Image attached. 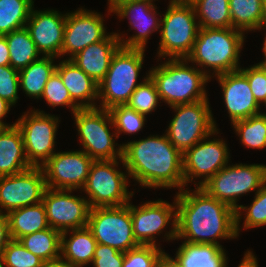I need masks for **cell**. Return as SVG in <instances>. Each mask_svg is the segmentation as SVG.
Segmentation results:
<instances>
[{
  "instance_id": "31",
  "label": "cell",
  "mask_w": 266,
  "mask_h": 267,
  "mask_svg": "<svg viewBox=\"0 0 266 267\" xmlns=\"http://www.w3.org/2000/svg\"><path fill=\"white\" fill-rule=\"evenodd\" d=\"M200 28H231L229 0H192Z\"/></svg>"
},
{
  "instance_id": "39",
  "label": "cell",
  "mask_w": 266,
  "mask_h": 267,
  "mask_svg": "<svg viewBox=\"0 0 266 267\" xmlns=\"http://www.w3.org/2000/svg\"><path fill=\"white\" fill-rule=\"evenodd\" d=\"M6 267H43L44 261L28 251L19 240L11 239L2 252Z\"/></svg>"
},
{
  "instance_id": "30",
  "label": "cell",
  "mask_w": 266,
  "mask_h": 267,
  "mask_svg": "<svg viewBox=\"0 0 266 267\" xmlns=\"http://www.w3.org/2000/svg\"><path fill=\"white\" fill-rule=\"evenodd\" d=\"M61 232L51 227L19 239L22 245L44 262L61 257Z\"/></svg>"
},
{
  "instance_id": "8",
  "label": "cell",
  "mask_w": 266,
  "mask_h": 267,
  "mask_svg": "<svg viewBox=\"0 0 266 267\" xmlns=\"http://www.w3.org/2000/svg\"><path fill=\"white\" fill-rule=\"evenodd\" d=\"M209 104L207 98L170 107L176 114L171 119L165 134L182 154L202 139L218 134L219 129L216 127Z\"/></svg>"
},
{
  "instance_id": "32",
  "label": "cell",
  "mask_w": 266,
  "mask_h": 267,
  "mask_svg": "<svg viewBox=\"0 0 266 267\" xmlns=\"http://www.w3.org/2000/svg\"><path fill=\"white\" fill-rule=\"evenodd\" d=\"M232 28L242 32L260 30L263 3L260 0H229Z\"/></svg>"
},
{
  "instance_id": "7",
  "label": "cell",
  "mask_w": 266,
  "mask_h": 267,
  "mask_svg": "<svg viewBox=\"0 0 266 267\" xmlns=\"http://www.w3.org/2000/svg\"><path fill=\"white\" fill-rule=\"evenodd\" d=\"M73 116L80 145L84 148L82 151L94 161L122 159V145L119 144L117 148L114 139H117V135L110 132L114 125L108 110L98 106L84 108L76 110Z\"/></svg>"
},
{
  "instance_id": "51",
  "label": "cell",
  "mask_w": 266,
  "mask_h": 267,
  "mask_svg": "<svg viewBox=\"0 0 266 267\" xmlns=\"http://www.w3.org/2000/svg\"><path fill=\"white\" fill-rule=\"evenodd\" d=\"M262 26H266V2L263 4Z\"/></svg>"
},
{
  "instance_id": "46",
  "label": "cell",
  "mask_w": 266,
  "mask_h": 267,
  "mask_svg": "<svg viewBox=\"0 0 266 267\" xmlns=\"http://www.w3.org/2000/svg\"><path fill=\"white\" fill-rule=\"evenodd\" d=\"M158 267H183L182 264L176 259L172 258L166 252L160 256L158 261Z\"/></svg>"
},
{
  "instance_id": "36",
  "label": "cell",
  "mask_w": 266,
  "mask_h": 267,
  "mask_svg": "<svg viewBox=\"0 0 266 267\" xmlns=\"http://www.w3.org/2000/svg\"><path fill=\"white\" fill-rule=\"evenodd\" d=\"M109 113L112 118L114 130L117 138L120 134H134L142 130L146 122V116L138 113L128 105H117L110 108Z\"/></svg>"
},
{
  "instance_id": "53",
  "label": "cell",
  "mask_w": 266,
  "mask_h": 267,
  "mask_svg": "<svg viewBox=\"0 0 266 267\" xmlns=\"http://www.w3.org/2000/svg\"><path fill=\"white\" fill-rule=\"evenodd\" d=\"M265 29L266 30V26H262L260 29ZM265 40H264V43H263V55H266V37H264Z\"/></svg>"
},
{
  "instance_id": "42",
  "label": "cell",
  "mask_w": 266,
  "mask_h": 267,
  "mask_svg": "<svg viewBox=\"0 0 266 267\" xmlns=\"http://www.w3.org/2000/svg\"><path fill=\"white\" fill-rule=\"evenodd\" d=\"M248 79L251 91L257 103L261 106L266 102V73L257 63L249 68L239 69Z\"/></svg>"
},
{
  "instance_id": "12",
  "label": "cell",
  "mask_w": 266,
  "mask_h": 267,
  "mask_svg": "<svg viewBox=\"0 0 266 267\" xmlns=\"http://www.w3.org/2000/svg\"><path fill=\"white\" fill-rule=\"evenodd\" d=\"M23 113L15 124L22 134L26 158L32 167H42L56 153L59 117L35 108Z\"/></svg>"
},
{
  "instance_id": "54",
  "label": "cell",
  "mask_w": 266,
  "mask_h": 267,
  "mask_svg": "<svg viewBox=\"0 0 266 267\" xmlns=\"http://www.w3.org/2000/svg\"><path fill=\"white\" fill-rule=\"evenodd\" d=\"M0 267H6L5 264H4V260H3L2 254H0Z\"/></svg>"
},
{
  "instance_id": "37",
  "label": "cell",
  "mask_w": 266,
  "mask_h": 267,
  "mask_svg": "<svg viewBox=\"0 0 266 267\" xmlns=\"http://www.w3.org/2000/svg\"><path fill=\"white\" fill-rule=\"evenodd\" d=\"M146 74V77H143V82L131 94L130 100L126 104L145 116L155 111L160 101L154 81L149 73L146 72Z\"/></svg>"
},
{
  "instance_id": "52",
  "label": "cell",
  "mask_w": 266,
  "mask_h": 267,
  "mask_svg": "<svg viewBox=\"0 0 266 267\" xmlns=\"http://www.w3.org/2000/svg\"><path fill=\"white\" fill-rule=\"evenodd\" d=\"M258 64L261 66V68H262V69L265 71V73H266V55H264V60L261 61V62H259Z\"/></svg>"
},
{
  "instance_id": "6",
  "label": "cell",
  "mask_w": 266,
  "mask_h": 267,
  "mask_svg": "<svg viewBox=\"0 0 266 267\" xmlns=\"http://www.w3.org/2000/svg\"><path fill=\"white\" fill-rule=\"evenodd\" d=\"M160 16L158 59L187 58L200 29L193 5L190 2L170 0L165 14Z\"/></svg>"
},
{
  "instance_id": "14",
  "label": "cell",
  "mask_w": 266,
  "mask_h": 267,
  "mask_svg": "<svg viewBox=\"0 0 266 267\" xmlns=\"http://www.w3.org/2000/svg\"><path fill=\"white\" fill-rule=\"evenodd\" d=\"M209 138L202 139L183 153L184 187L195 178L204 177L197 184L194 181L195 187H201L229 163L230 152L226 142Z\"/></svg>"
},
{
  "instance_id": "35",
  "label": "cell",
  "mask_w": 266,
  "mask_h": 267,
  "mask_svg": "<svg viewBox=\"0 0 266 267\" xmlns=\"http://www.w3.org/2000/svg\"><path fill=\"white\" fill-rule=\"evenodd\" d=\"M242 210L246 212L242 224L244 230L266 225V182L255 192L253 202L250 206L239 205L236 209V231L238 236L239 231L242 230L239 225L242 219Z\"/></svg>"
},
{
  "instance_id": "50",
  "label": "cell",
  "mask_w": 266,
  "mask_h": 267,
  "mask_svg": "<svg viewBox=\"0 0 266 267\" xmlns=\"http://www.w3.org/2000/svg\"><path fill=\"white\" fill-rule=\"evenodd\" d=\"M128 1H134V0H108V13H112V10L119 4L121 3H125V2H128ZM138 1H141V0H138Z\"/></svg>"
},
{
  "instance_id": "24",
  "label": "cell",
  "mask_w": 266,
  "mask_h": 267,
  "mask_svg": "<svg viewBox=\"0 0 266 267\" xmlns=\"http://www.w3.org/2000/svg\"><path fill=\"white\" fill-rule=\"evenodd\" d=\"M31 167L17 125L3 128L0 131V177L18 174Z\"/></svg>"
},
{
  "instance_id": "44",
  "label": "cell",
  "mask_w": 266,
  "mask_h": 267,
  "mask_svg": "<svg viewBox=\"0 0 266 267\" xmlns=\"http://www.w3.org/2000/svg\"><path fill=\"white\" fill-rule=\"evenodd\" d=\"M11 239L8 216L0 212V254Z\"/></svg>"
},
{
  "instance_id": "10",
  "label": "cell",
  "mask_w": 266,
  "mask_h": 267,
  "mask_svg": "<svg viewBox=\"0 0 266 267\" xmlns=\"http://www.w3.org/2000/svg\"><path fill=\"white\" fill-rule=\"evenodd\" d=\"M266 182V165H226L201 186L209 195L226 203L235 210L240 196L258 191Z\"/></svg>"
},
{
  "instance_id": "16",
  "label": "cell",
  "mask_w": 266,
  "mask_h": 267,
  "mask_svg": "<svg viewBox=\"0 0 266 267\" xmlns=\"http://www.w3.org/2000/svg\"><path fill=\"white\" fill-rule=\"evenodd\" d=\"M45 189V176L41 167L1 176L0 212L8 214L12 210L41 203Z\"/></svg>"
},
{
  "instance_id": "9",
  "label": "cell",
  "mask_w": 266,
  "mask_h": 267,
  "mask_svg": "<svg viewBox=\"0 0 266 267\" xmlns=\"http://www.w3.org/2000/svg\"><path fill=\"white\" fill-rule=\"evenodd\" d=\"M122 159L94 161L81 189L91 208L128 204L134 192L128 190V172L116 169ZM89 197V198H88Z\"/></svg>"
},
{
  "instance_id": "11",
  "label": "cell",
  "mask_w": 266,
  "mask_h": 267,
  "mask_svg": "<svg viewBox=\"0 0 266 267\" xmlns=\"http://www.w3.org/2000/svg\"><path fill=\"white\" fill-rule=\"evenodd\" d=\"M87 228L97 243L120 252L125 253L139 246L133 233L131 202L121 206L91 208Z\"/></svg>"
},
{
  "instance_id": "21",
  "label": "cell",
  "mask_w": 266,
  "mask_h": 267,
  "mask_svg": "<svg viewBox=\"0 0 266 267\" xmlns=\"http://www.w3.org/2000/svg\"><path fill=\"white\" fill-rule=\"evenodd\" d=\"M215 77L223 91V100L231 119V124L262 112L260 111L262 106L254 98L247 77L240 70Z\"/></svg>"
},
{
  "instance_id": "40",
  "label": "cell",
  "mask_w": 266,
  "mask_h": 267,
  "mask_svg": "<svg viewBox=\"0 0 266 267\" xmlns=\"http://www.w3.org/2000/svg\"><path fill=\"white\" fill-rule=\"evenodd\" d=\"M163 252L160 245H139L124 253L122 267H157Z\"/></svg>"
},
{
  "instance_id": "19",
  "label": "cell",
  "mask_w": 266,
  "mask_h": 267,
  "mask_svg": "<svg viewBox=\"0 0 266 267\" xmlns=\"http://www.w3.org/2000/svg\"><path fill=\"white\" fill-rule=\"evenodd\" d=\"M155 0H134L121 3L113 10V14L122 19L129 20L130 30H137L135 35L129 38L122 37L119 33H115L124 48L144 49L149 36L156 31H160V20L156 16L157 7L153 3Z\"/></svg>"
},
{
  "instance_id": "55",
  "label": "cell",
  "mask_w": 266,
  "mask_h": 267,
  "mask_svg": "<svg viewBox=\"0 0 266 267\" xmlns=\"http://www.w3.org/2000/svg\"><path fill=\"white\" fill-rule=\"evenodd\" d=\"M173 1H178V2H191L192 0H173Z\"/></svg>"
},
{
  "instance_id": "23",
  "label": "cell",
  "mask_w": 266,
  "mask_h": 267,
  "mask_svg": "<svg viewBox=\"0 0 266 267\" xmlns=\"http://www.w3.org/2000/svg\"><path fill=\"white\" fill-rule=\"evenodd\" d=\"M72 100L81 108H96L98 83L80 69L71 59H63L56 66Z\"/></svg>"
},
{
  "instance_id": "18",
  "label": "cell",
  "mask_w": 266,
  "mask_h": 267,
  "mask_svg": "<svg viewBox=\"0 0 266 267\" xmlns=\"http://www.w3.org/2000/svg\"><path fill=\"white\" fill-rule=\"evenodd\" d=\"M103 15L98 12L78 8L75 12H68L64 29L61 56L68 54L71 59L78 52L92 43L104 40L109 34L106 32Z\"/></svg>"
},
{
  "instance_id": "3",
  "label": "cell",
  "mask_w": 266,
  "mask_h": 267,
  "mask_svg": "<svg viewBox=\"0 0 266 267\" xmlns=\"http://www.w3.org/2000/svg\"><path fill=\"white\" fill-rule=\"evenodd\" d=\"M244 34L246 33L232 27L200 28L187 59L191 63H196L194 65L202 67L199 69L210 79L237 71L240 69L239 57L246 37ZM212 70L213 73L210 72Z\"/></svg>"
},
{
  "instance_id": "20",
  "label": "cell",
  "mask_w": 266,
  "mask_h": 267,
  "mask_svg": "<svg viewBox=\"0 0 266 267\" xmlns=\"http://www.w3.org/2000/svg\"><path fill=\"white\" fill-rule=\"evenodd\" d=\"M66 16L53 9L32 8L25 27L43 56L61 57Z\"/></svg>"
},
{
  "instance_id": "29",
  "label": "cell",
  "mask_w": 266,
  "mask_h": 267,
  "mask_svg": "<svg viewBox=\"0 0 266 267\" xmlns=\"http://www.w3.org/2000/svg\"><path fill=\"white\" fill-rule=\"evenodd\" d=\"M10 54V66L17 71L26 68L32 62L40 59L41 53L31 39L26 27L14 30L4 35Z\"/></svg>"
},
{
  "instance_id": "22",
  "label": "cell",
  "mask_w": 266,
  "mask_h": 267,
  "mask_svg": "<svg viewBox=\"0 0 266 267\" xmlns=\"http://www.w3.org/2000/svg\"><path fill=\"white\" fill-rule=\"evenodd\" d=\"M120 47L121 43L117 35L112 32L104 40L92 43L78 52L71 60L99 83L105 77L112 57Z\"/></svg>"
},
{
  "instance_id": "56",
  "label": "cell",
  "mask_w": 266,
  "mask_h": 267,
  "mask_svg": "<svg viewBox=\"0 0 266 267\" xmlns=\"http://www.w3.org/2000/svg\"><path fill=\"white\" fill-rule=\"evenodd\" d=\"M264 106H265V108H266V102L263 104ZM261 114H263V115H266V113L265 112H261Z\"/></svg>"
},
{
  "instance_id": "49",
  "label": "cell",
  "mask_w": 266,
  "mask_h": 267,
  "mask_svg": "<svg viewBox=\"0 0 266 267\" xmlns=\"http://www.w3.org/2000/svg\"><path fill=\"white\" fill-rule=\"evenodd\" d=\"M43 267H77V266L73 265L72 263L63 259L62 257H59L57 259L44 262Z\"/></svg>"
},
{
  "instance_id": "25",
  "label": "cell",
  "mask_w": 266,
  "mask_h": 267,
  "mask_svg": "<svg viewBox=\"0 0 266 267\" xmlns=\"http://www.w3.org/2000/svg\"><path fill=\"white\" fill-rule=\"evenodd\" d=\"M96 245L97 241L87 227L62 232L61 257L77 267H83L92 263Z\"/></svg>"
},
{
  "instance_id": "17",
  "label": "cell",
  "mask_w": 266,
  "mask_h": 267,
  "mask_svg": "<svg viewBox=\"0 0 266 267\" xmlns=\"http://www.w3.org/2000/svg\"><path fill=\"white\" fill-rule=\"evenodd\" d=\"M94 160L84 151L56 152L43 165L46 188L82 189Z\"/></svg>"
},
{
  "instance_id": "41",
  "label": "cell",
  "mask_w": 266,
  "mask_h": 267,
  "mask_svg": "<svg viewBox=\"0 0 266 267\" xmlns=\"http://www.w3.org/2000/svg\"><path fill=\"white\" fill-rule=\"evenodd\" d=\"M19 88V71L10 65L0 66V97L14 106L19 99Z\"/></svg>"
},
{
  "instance_id": "43",
  "label": "cell",
  "mask_w": 266,
  "mask_h": 267,
  "mask_svg": "<svg viewBox=\"0 0 266 267\" xmlns=\"http://www.w3.org/2000/svg\"><path fill=\"white\" fill-rule=\"evenodd\" d=\"M124 253L108 245L97 243L92 265L93 267H122Z\"/></svg>"
},
{
  "instance_id": "1",
  "label": "cell",
  "mask_w": 266,
  "mask_h": 267,
  "mask_svg": "<svg viewBox=\"0 0 266 267\" xmlns=\"http://www.w3.org/2000/svg\"><path fill=\"white\" fill-rule=\"evenodd\" d=\"M191 191V192H190ZM176 236L182 243L213 244L217 240L235 239L236 210L209 195L201 187L176 193Z\"/></svg>"
},
{
  "instance_id": "28",
  "label": "cell",
  "mask_w": 266,
  "mask_h": 267,
  "mask_svg": "<svg viewBox=\"0 0 266 267\" xmlns=\"http://www.w3.org/2000/svg\"><path fill=\"white\" fill-rule=\"evenodd\" d=\"M53 56H42L19 71V86L29 97L41 99L46 82L56 71Z\"/></svg>"
},
{
  "instance_id": "5",
  "label": "cell",
  "mask_w": 266,
  "mask_h": 267,
  "mask_svg": "<svg viewBox=\"0 0 266 267\" xmlns=\"http://www.w3.org/2000/svg\"><path fill=\"white\" fill-rule=\"evenodd\" d=\"M144 52V49L122 46L116 51L105 77L98 83V100L101 102L98 108L109 110L128 103L131 94L142 83L138 81V76Z\"/></svg>"
},
{
  "instance_id": "47",
  "label": "cell",
  "mask_w": 266,
  "mask_h": 267,
  "mask_svg": "<svg viewBox=\"0 0 266 267\" xmlns=\"http://www.w3.org/2000/svg\"><path fill=\"white\" fill-rule=\"evenodd\" d=\"M258 261L253 252L247 250L245 252L242 261L239 263L238 267H258Z\"/></svg>"
},
{
  "instance_id": "38",
  "label": "cell",
  "mask_w": 266,
  "mask_h": 267,
  "mask_svg": "<svg viewBox=\"0 0 266 267\" xmlns=\"http://www.w3.org/2000/svg\"><path fill=\"white\" fill-rule=\"evenodd\" d=\"M41 98L52 107L66 106L74 113L81 109L71 98L69 91L63 84L60 75L55 71L46 82Z\"/></svg>"
},
{
  "instance_id": "2",
  "label": "cell",
  "mask_w": 266,
  "mask_h": 267,
  "mask_svg": "<svg viewBox=\"0 0 266 267\" xmlns=\"http://www.w3.org/2000/svg\"><path fill=\"white\" fill-rule=\"evenodd\" d=\"M121 162L141 187L184 188L183 154L166 134L123 143Z\"/></svg>"
},
{
  "instance_id": "33",
  "label": "cell",
  "mask_w": 266,
  "mask_h": 267,
  "mask_svg": "<svg viewBox=\"0 0 266 267\" xmlns=\"http://www.w3.org/2000/svg\"><path fill=\"white\" fill-rule=\"evenodd\" d=\"M32 8L33 0H0V35L25 27Z\"/></svg>"
},
{
  "instance_id": "45",
  "label": "cell",
  "mask_w": 266,
  "mask_h": 267,
  "mask_svg": "<svg viewBox=\"0 0 266 267\" xmlns=\"http://www.w3.org/2000/svg\"><path fill=\"white\" fill-rule=\"evenodd\" d=\"M10 65V54L5 36L0 35V66Z\"/></svg>"
},
{
  "instance_id": "15",
  "label": "cell",
  "mask_w": 266,
  "mask_h": 267,
  "mask_svg": "<svg viewBox=\"0 0 266 267\" xmlns=\"http://www.w3.org/2000/svg\"><path fill=\"white\" fill-rule=\"evenodd\" d=\"M72 191L75 190L46 188L43 193L48 224L61 233L88 224L89 202L85 197L71 195Z\"/></svg>"
},
{
  "instance_id": "48",
  "label": "cell",
  "mask_w": 266,
  "mask_h": 267,
  "mask_svg": "<svg viewBox=\"0 0 266 267\" xmlns=\"http://www.w3.org/2000/svg\"><path fill=\"white\" fill-rule=\"evenodd\" d=\"M12 107V105L7 102L6 100L2 99L0 97V125L3 127V128H6V127H10L12 125H15V122L13 124H6L2 121V119L4 117H6V114H8V112L10 111V108Z\"/></svg>"
},
{
  "instance_id": "13",
  "label": "cell",
  "mask_w": 266,
  "mask_h": 267,
  "mask_svg": "<svg viewBox=\"0 0 266 267\" xmlns=\"http://www.w3.org/2000/svg\"><path fill=\"white\" fill-rule=\"evenodd\" d=\"M158 199L156 201L144 202L140 206L131 203V219L134 238L139 245H153L158 236L166 226L172 225L171 230L164 234L166 240H176V196L173 205ZM172 220V221H171ZM161 233V234H160Z\"/></svg>"
},
{
  "instance_id": "27",
  "label": "cell",
  "mask_w": 266,
  "mask_h": 267,
  "mask_svg": "<svg viewBox=\"0 0 266 267\" xmlns=\"http://www.w3.org/2000/svg\"><path fill=\"white\" fill-rule=\"evenodd\" d=\"M10 235L13 240L49 228L46 209L41 202L36 205L10 211L8 214Z\"/></svg>"
},
{
  "instance_id": "4",
  "label": "cell",
  "mask_w": 266,
  "mask_h": 267,
  "mask_svg": "<svg viewBox=\"0 0 266 267\" xmlns=\"http://www.w3.org/2000/svg\"><path fill=\"white\" fill-rule=\"evenodd\" d=\"M187 58L169 59L150 68L160 100L169 107L207 99L206 83L210 78L198 67L189 66Z\"/></svg>"
},
{
  "instance_id": "34",
  "label": "cell",
  "mask_w": 266,
  "mask_h": 267,
  "mask_svg": "<svg viewBox=\"0 0 266 267\" xmlns=\"http://www.w3.org/2000/svg\"><path fill=\"white\" fill-rule=\"evenodd\" d=\"M231 125L245 147L252 149L266 147V115L260 113L235 121Z\"/></svg>"
},
{
  "instance_id": "26",
  "label": "cell",
  "mask_w": 266,
  "mask_h": 267,
  "mask_svg": "<svg viewBox=\"0 0 266 267\" xmlns=\"http://www.w3.org/2000/svg\"><path fill=\"white\" fill-rule=\"evenodd\" d=\"M177 249L175 258L183 267H228L222 246L182 243Z\"/></svg>"
}]
</instances>
